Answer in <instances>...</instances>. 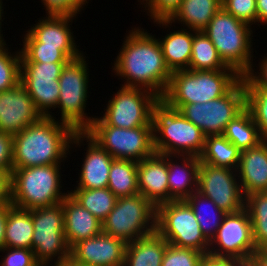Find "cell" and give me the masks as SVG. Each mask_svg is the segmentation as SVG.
Here are the masks:
<instances>
[{"mask_svg": "<svg viewBox=\"0 0 267 266\" xmlns=\"http://www.w3.org/2000/svg\"><path fill=\"white\" fill-rule=\"evenodd\" d=\"M61 164L29 168H15L11 171V204L18 208L32 210L58 204L69 194L62 193Z\"/></svg>", "mask_w": 267, "mask_h": 266, "instance_id": "8992f818", "label": "cell"}, {"mask_svg": "<svg viewBox=\"0 0 267 266\" xmlns=\"http://www.w3.org/2000/svg\"><path fill=\"white\" fill-rule=\"evenodd\" d=\"M208 254L216 257L246 259L253 257L256 247L252 236V225L245 208L227 213L215 236L209 242Z\"/></svg>", "mask_w": 267, "mask_h": 266, "instance_id": "2e32d148", "label": "cell"}, {"mask_svg": "<svg viewBox=\"0 0 267 266\" xmlns=\"http://www.w3.org/2000/svg\"><path fill=\"white\" fill-rule=\"evenodd\" d=\"M142 2H145L144 7L146 6L145 10L150 19L158 21L169 20L178 10L182 0H142L140 3L143 4Z\"/></svg>", "mask_w": 267, "mask_h": 266, "instance_id": "60d3db41", "label": "cell"}, {"mask_svg": "<svg viewBox=\"0 0 267 266\" xmlns=\"http://www.w3.org/2000/svg\"><path fill=\"white\" fill-rule=\"evenodd\" d=\"M69 194L101 222L114 208L117 197L109 188L70 190Z\"/></svg>", "mask_w": 267, "mask_h": 266, "instance_id": "d6a6232c", "label": "cell"}, {"mask_svg": "<svg viewBox=\"0 0 267 266\" xmlns=\"http://www.w3.org/2000/svg\"><path fill=\"white\" fill-rule=\"evenodd\" d=\"M203 32L212 41L224 64L240 76H245L254 67L251 54L253 30L248 23L221 7Z\"/></svg>", "mask_w": 267, "mask_h": 266, "instance_id": "5b68a950", "label": "cell"}, {"mask_svg": "<svg viewBox=\"0 0 267 266\" xmlns=\"http://www.w3.org/2000/svg\"><path fill=\"white\" fill-rule=\"evenodd\" d=\"M187 30L181 27V30L170 32L165 38L158 39L166 65L171 72L189 69L194 30Z\"/></svg>", "mask_w": 267, "mask_h": 266, "instance_id": "4316f807", "label": "cell"}, {"mask_svg": "<svg viewBox=\"0 0 267 266\" xmlns=\"http://www.w3.org/2000/svg\"><path fill=\"white\" fill-rule=\"evenodd\" d=\"M256 9L258 24H267V0H256Z\"/></svg>", "mask_w": 267, "mask_h": 266, "instance_id": "681fc988", "label": "cell"}, {"mask_svg": "<svg viewBox=\"0 0 267 266\" xmlns=\"http://www.w3.org/2000/svg\"><path fill=\"white\" fill-rule=\"evenodd\" d=\"M254 245L257 249L267 247V192L251 193L245 197Z\"/></svg>", "mask_w": 267, "mask_h": 266, "instance_id": "e575fe53", "label": "cell"}, {"mask_svg": "<svg viewBox=\"0 0 267 266\" xmlns=\"http://www.w3.org/2000/svg\"><path fill=\"white\" fill-rule=\"evenodd\" d=\"M13 136L0 132V170L12 171Z\"/></svg>", "mask_w": 267, "mask_h": 266, "instance_id": "f6af8a7d", "label": "cell"}, {"mask_svg": "<svg viewBox=\"0 0 267 266\" xmlns=\"http://www.w3.org/2000/svg\"><path fill=\"white\" fill-rule=\"evenodd\" d=\"M201 266H236V258L206 254L202 259Z\"/></svg>", "mask_w": 267, "mask_h": 266, "instance_id": "7dc6e473", "label": "cell"}, {"mask_svg": "<svg viewBox=\"0 0 267 266\" xmlns=\"http://www.w3.org/2000/svg\"><path fill=\"white\" fill-rule=\"evenodd\" d=\"M12 206L11 202L0 203V250L5 247V229L7 223V212Z\"/></svg>", "mask_w": 267, "mask_h": 266, "instance_id": "c3c4849f", "label": "cell"}, {"mask_svg": "<svg viewBox=\"0 0 267 266\" xmlns=\"http://www.w3.org/2000/svg\"><path fill=\"white\" fill-rule=\"evenodd\" d=\"M168 242L155 230L127 243L124 266H161Z\"/></svg>", "mask_w": 267, "mask_h": 266, "instance_id": "484cf974", "label": "cell"}, {"mask_svg": "<svg viewBox=\"0 0 267 266\" xmlns=\"http://www.w3.org/2000/svg\"><path fill=\"white\" fill-rule=\"evenodd\" d=\"M50 265L52 266H83L81 264L76 263L71 257H68L64 260H59L57 262H54V265L53 263Z\"/></svg>", "mask_w": 267, "mask_h": 266, "instance_id": "f5cc1de1", "label": "cell"}, {"mask_svg": "<svg viewBox=\"0 0 267 266\" xmlns=\"http://www.w3.org/2000/svg\"><path fill=\"white\" fill-rule=\"evenodd\" d=\"M32 250L41 266L70 257L64 235L63 201L48 207L32 209ZM56 257V258H55Z\"/></svg>", "mask_w": 267, "mask_h": 266, "instance_id": "4fadbf2b", "label": "cell"}, {"mask_svg": "<svg viewBox=\"0 0 267 266\" xmlns=\"http://www.w3.org/2000/svg\"><path fill=\"white\" fill-rule=\"evenodd\" d=\"M152 127L155 153L194 157L201 155L206 136L179 109L170 106L162 98L153 105Z\"/></svg>", "mask_w": 267, "mask_h": 266, "instance_id": "3957f363", "label": "cell"}, {"mask_svg": "<svg viewBox=\"0 0 267 266\" xmlns=\"http://www.w3.org/2000/svg\"><path fill=\"white\" fill-rule=\"evenodd\" d=\"M47 16H77L89 0H41Z\"/></svg>", "mask_w": 267, "mask_h": 266, "instance_id": "b9f144b4", "label": "cell"}, {"mask_svg": "<svg viewBox=\"0 0 267 266\" xmlns=\"http://www.w3.org/2000/svg\"><path fill=\"white\" fill-rule=\"evenodd\" d=\"M185 201L192 208L202 234L210 242L227 213L198 191L191 194Z\"/></svg>", "mask_w": 267, "mask_h": 266, "instance_id": "f546056e", "label": "cell"}, {"mask_svg": "<svg viewBox=\"0 0 267 266\" xmlns=\"http://www.w3.org/2000/svg\"><path fill=\"white\" fill-rule=\"evenodd\" d=\"M204 256L202 252L168 244L161 266H201Z\"/></svg>", "mask_w": 267, "mask_h": 266, "instance_id": "f35d334b", "label": "cell"}, {"mask_svg": "<svg viewBox=\"0 0 267 266\" xmlns=\"http://www.w3.org/2000/svg\"><path fill=\"white\" fill-rule=\"evenodd\" d=\"M88 144L82 169L79 175V182L76 188L96 189L107 188L109 172L114 158L93 141L85 132H76L72 138L70 148L76 144L81 146L82 141Z\"/></svg>", "mask_w": 267, "mask_h": 266, "instance_id": "d6986e66", "label": "cell"}, {"mask_svg": "<svg viewBox=\"0 0 267 266\" xmlns=\"http://www.w3.org/2000/svg\"><path fill=\"white\" fill-rule=\"evenodd\" d=\"M221 7V0H182L169 20L154 21V24L167 28L173 22H180L188 30L203 31Z\"/></svg>", "mask_w": 267, "mask_h": 266, "instance_id": "d4e9b609", "label": "cell"}, {"mask_svg": "<svg viewBox=\"0 0 267 266\" xmlns=\"http://www.w3.org/2000/svg\"><path fill=\"white\" fill-rule=\"evenodd\" d=\"M132 29L122 43L113 71L127 80L122 86L144 88L162 98L172 72L166 65L160 43L143 28Z\"/></svg>", "mask_w": 267, "mask_h": 266, "instance_id": "6da1fadb", "label": "cell"}, {"mask_svg": "<svg viewBox=\"0 0 267 266\" xmlns=\"http://www.w3.org/2000/svg\"><path fill=\"white\" fill-rule=\"evenodd\" d=\"M246 108L245 84L241 79L226 95L204 103L184 104L180 113L205 136L222 135L227 124Z\"/></svg>", "mask_w": 267, "mask_h": 266, "instance_id": "7c38bea8", "label": "cell"}, {"mask_svg": "<svg viewBox=\"0 0 267 266\" xmlns=\"http://www.w3.org/2000/svg\"><path fill=\"white\" fill-rule=\"evenodd\" d=\"M222 8L235 18L248 23H257L256 0H221Z\"/></svg>", "mask_w": 267, "mask_h": 266, "instance_id": "ab89813d", "label": "cell"}, {"mask_svg": "<svg viewBox=\"0 0 267 266\" xmlns=\"http://www.w3.org/2000/svg\"><path fill=\"white\" fill-rule=\"evenodd\" d=\"M32 210L11 206L7 212L5 247L32 249Z\"/></svg>", "mask_w": 267, "mask_h": 266, "instance_id": "83f0119b", "label": "cell"}, {"mask_svg": "<svg viewBox=\"0 0 267 266\" xmlns=\"http://www.w3.org/2000/svg\"><path fill=\"white\" fill-rule=\"evenodd\" d=\"M156 231L172 246L193 249L205 255L209 252V241L185 200L156 207Z\"/></svg>", "mask_w": 267, "mask_h": 266, "instance_id": "9c48e42d", "label": "cell"}, {"mask_svg": "<svg viewBox=\"0 0 267 266\" xmlns=\"http://www.w3.org/2000/svg\"><path fill=\"white\" fill-rule=\"evenodd\" d=\"M156 230V207L142 194L117 198L114 208L102 221V233L126 243Z\"/></svg>", "mask_w": 267, "mask_h": 266, "instance_id": "ba28073f", "label": "cell"}, {"mask_svg": "<svg viewBox=\"0 0 267 266\" xmlns=\"http://www.w3.org/2000/svg\"><path fill=\"white\" fill-rule=\"evenodd\" d=\"M223 135L240 151L256 147L263 141L253 116L247 108L227 124Z\"/></svg>", "mask_w": 267, "mask_h": 266, "instance_id": "4dcf8cb0", "label": "cell"}, {"mask_svg": "<svg viewBox=\"0 0 267 266\" xmlns=\"http://www.w3.org/2000/svg\"><path fill=\"white\" fill-rule=\"evenodd\" d=\"M127 243L100 233L81 240L70 248V257L83 266H124Z\"/></svg>", "mask_w": 267, "mask_h": 266, "instance_id": "e0dca14e", "label": "cell"}, {"mask_svg": "<svg viewBox=\"0 0 267 266\" xmlns=\"http://www.w3.org/2000/svg\"><path fill=\"white\" fill-rule=\"evenodd\" d=\"M246 108L251 112L263 140H267V89L245 88Z\"/></svg>", "mask_w": 267, "mask_h": 266, "instance_id": "74e56055", "label": "cell"}, {"mask_svg": "<svg viewBox=\"0 0 267 266\" xmlns=\"http://www.w3.org/2000/svg\"><path fill=\"white\" fill-rule=\"evenodd\" d=\"M0 251H7L0 262L1 266H41L32 249L4 247Z\"/></svg>", "mask_w": 267, "mask_h": 266, "instance_id": "7bdbcfd3", "label": "cell"}, {"mask_svg": "<svg viewBox=\"0 0 267 266\" xmlns=\"http://www.w3.org/2000/svg\"><path fill=\"white\" fill-rule=\"evenodd\" d=\"M84 56L82 54L66 63L58 79L60 95L57 108L61 109L59 121L69 125L76 132H84L94 120L84 113L90 82L88 63Z\"/></svg>", "mask_w": 267, "mask_h": 266, "instance_id": "52a82bcc", "label": "cell"}, {"mask_svg": "<svg viewBox=\"0 0 267 266\" xmlns=\"http://www.w3.org/2000/svg\"><path fill=\"white\" fill-rule=\"evenodd\" d=\"M55 119L41 117L13 136L12 170L61 164L66 159L76 131Z\"/></svg>", "mask_w": 267, "mask_h": 266, "instance_id": "7a4b0ae2", "label": "cell"}, {"mask_svg": "<svg viewBox=\"0 0 267 266\" xmlns=\"http://www.w3.org/2000/svg\"><path fill=\"white\" fill-rule=\"evenodd\" d=\"M6 46L4 38H0V92L20 83L21 53L16 51L13 55Z\"/></svg>", "mask_w": 267, "mask_h": 266, "instance_id": "8d00e7d4", "label": "cell"}, {"mask_svg": "<svg viewBox=\"0 0 267 266\" xmlns=\"http://www.w3.org/2000/svg\"><path fill=\"white\" fill-rule=\"evenodd\" d=\"M76 16H46L31 26L28 32L37 42L43 46L60 47L71 59L80 57L83 53L79 51L75 43L70 22Z\"/></svg>", "mask_w": 267, "mask_h": 266, "instance_id": "44dd1931", "label": "cell"}, {"mask_svg": "<svg viewBox=\"0 0 267 266\" xmlns=\"http://www.w3.org/2000/svg\"><path fill=\"white\" fill-rule=\"evenodd\" d=\"M41 117L21 83L0 92V132L14 136Z\"/></svg>", "mask_w": 267, "mask_h": 266, "instance_id": "ac0fdd59", "label": "cell"}, {"mask_svg": "<svg viewBox=\"0 0 267 266\" xmlns=\"http://www.w3.org/2000/svg\"><path fill=\"white\" fill-rule=\"evenodd\" d=\"M241 151L223 134L205 137L204 148L199 156L201 163L237 170Z\"/></svg>", "mask_w": 267, "mask_h": 266, "instance_id": "f1b7e54d", "label": "cell"}, {"mask_svg": "<svg viewBox=\"0 0 267 266\" xmlns=\"http://www.w3.org/2000/svg\"><path fill=\"white\" fill-rule=\"evenodd\" d=\"M65 64L21 62L20 83L42 117H53L50 110L57 108L60 95L58 79Z\"/></svg>", "mask_w": 267, "mask_h": 266, "instance_id": "5bb4252c", "label": "cell"}, {"mask_svg": "<svg viewBox=\"0 0 267 266\" xmlns=\"http://www.w3.org/2000/svg\"><path fill=\"white\" fill-rule=\"evenodd\" d=\"M64 235L71 248L75 243L102 233V222L70 194L63 200Z\"/></svg>", "mask_w": 267, "mask_h": 266, "instance_id": "603a6c76", "label": "cell"}, {"mask_svg": "<svg viewBox=\"0 0 267 266\" xmlns=\"http://www.w3.org/2000/svg\"><path fill=\"white\" fill-rule=\"evenodd\" d=\"M260 62L259 71L254 72L253 68L242 77L245 88H266L267 89V56ZM256 73V74H255Z\"/></svg>", "mask_w": 267, "mask_h": 266, "instance_id": "ee69618b", "label": "cell"}, {"mask_svg": "<svg viewBox=\"0 0 267 266\" xmlns=\"http://www.w3.org/2000/svg\"><path fill=\"white\" fill-rule=\"evenodd\" d=\"M11 202V171L0 170V203Z\"/></svg>", "mask_w": 267, "mask_h": 266, "instance_id": "bcb514c9", "label": "cell"}, {"mask_svg": "<svg viewBox=\"0 0 267 266\" xmlns=\"http://www.w3.org/2000/svg\"><path fill=\"white\" fill-rule=\"evenodd\" d=\"M241 79L230 67L217 71H174L162 99L177 109L184 104L208 102L226 95Z\"/></svg>", "mask_w": 267, "mask_h": 266, "instance_id": "277c9868", "label": "cell"}, {"mask_svg": "<svg viewBox=\"0 0 267 266\" xmlns=\"http://www.w3.org/2000/svg\"><path fill=\"white\" fill-rule=\"evenodd\" d=\"M138 191L155 207L169 202L167 155L154 153L138 162Z\"/></svg>", "mask_w": 267, "mask_h": 266, "instance_id": "ffe728a7", "label": "cell"}, {"mask_svg": "<svg viewBox=\"0 0 267 266\" xmlns=\"http://www.w3.org/2000/svg\"><path fill=\"white\" fill-rule=\"evenodd\" d=\"M84 132L114 159L140 162L155 153L152 126L90 125Z\"/></svg>", "mask_w": 267, "mask_h": 266, "instance_id": "8fae6325", "label": "cell"}, {"mask_svg": "<svg viewBox=\"0 0 267 266\" xmlns=\"http://www.w3.org/2000/svg\"><path fill=\"white\" fill-rule=\"evenodd\" d=\"M253 257L261 266H267V247L257 249Z\"/></svg>", "mask_w": 267, "mask_h": 266, "instance_id": "f907efd6", "label": "cell"}, {"mask_svg": "<svg viewBox=\"0 0 267 266\" xmlns=\"http://www.w3.org/2000/svg\"><path fill=\"white\" fill-rule=\"evenodd\" d=\"M22 41L21 62L68 63L72 60L60 47L43 46L28 32Z\"/></svg>", "mask_w": 267, "mask_h": 266, "instance_id": "d590c367", "label": "cell"}, {"mask_svg": "<svg viewBox=\"0 0 267 266\" xmlns=\"http://www.w3.org/2000/svg\"><path fill=\"white\" fill-rule=\"evenodd\" d=\"M137 168L138 162L114 159L110 167L107 188H109L117 198L139 194Z\"/></svg>", "mask_w": 267, "mask_h": 266, "instance_id": "1f68e13d", "label": "cell"}, {"mask_svg": "<svg viewBox=\"0 0 267 266\" xmlns=\"http://www.w3.org/2000/svg\"><path fill=\"white\" fill-rule=\"evenodd\" d=\"M227 66L219 57L215 46L203 31H194L188 70H223Z\"/></svg>", "mask_w": 267, "mask_h": 266, "instance_id": "836d02e7", "label": "cell"}, {"mask_svg": "<svg viewBox=\"0 0 267 266\" xmlns=\"http://www.w3.org/2000/svg\"><path fill=\"white\" fill-rule=\"evenodd\" d=\"M236 266H261L254 257L246 259L236 258Z\"/></svg>", "mask_w": 267, "mask_h": 266, "instance_id": "816d5d0a", "label": "cell"}, {"mask_svg": "<svg viewBox=\"0 0 267 266\" xmlns=\"http://www.w3.org/2000/svg\"><path fill=\"white\" fill-rule=\"evenodd\" d=\"M173 157L181 158L180 165ZM200 163L199 157L167 155L169 202L186 200L198 190Z\"/></svg>", "mask_w": 267, "mask_h": 266, "instance_id": "cb8c5ba5", "label": "cell"}, {"mask_svg": "<svg viewBox=\"0 0 267 266\" xmlns=\"http://www.w3.org/2000/svg\"><path fill=\"white\" fill-rule=\"evenodd\" d=\"M236 176V170L200 163L197 191L225 213L239 212L245 208V196Z\"/></svg>", "mask_w": 267, "mask_h": 266, "instance_id": "9a60e30c", "label": "cell"}, {"mask_svg": "<svg viewBox=\"0 0 267 266\" xmlns=\"http://www.w3.org/2000/svg\"><path fill=\"white\" fill-rule=\"evenodd\" d=\"M237 176L244 196L267 192V140L241 151Z\"/></svg>", "mask_w": 267, "mask_h": 266, "instance_id": "7402d4cb", "label": "cell"}, {"mask_svg": "<svg viewBox=\"0 0 267 266\" xmlns=\"http://www.w3.org/2000/svg\"><path fill=\"white\" fill-rule=\"evenodd\" d=\"M159 98L144 88L121 86L108 101L103 116H95L91 125H110L126 129L152 126V108Z\"/></svg>", "mask_w": 267, "mask_h": 266, "instance_id": "30bf717a", "label": "cell"}, {"mask_svg": "<svg viewBox=\"0 0 267 266\" xmlns=\"http://www.w3.org/2000/svg\"><path fill=\"white\" fill-rule=\"evenodd\" d=\"M2 3H3L2 0H0V38H3V34H1V32H2V29H1L2 22L1 21H3L2 20V17H3L2 14L4 13L3 9H2L3 8V6H2L3 4Z\"/></svg>", "mask_w": 267, "mask_h": 266, "instance_id": "db71d44e", "label": "cell"}]
</instances>
